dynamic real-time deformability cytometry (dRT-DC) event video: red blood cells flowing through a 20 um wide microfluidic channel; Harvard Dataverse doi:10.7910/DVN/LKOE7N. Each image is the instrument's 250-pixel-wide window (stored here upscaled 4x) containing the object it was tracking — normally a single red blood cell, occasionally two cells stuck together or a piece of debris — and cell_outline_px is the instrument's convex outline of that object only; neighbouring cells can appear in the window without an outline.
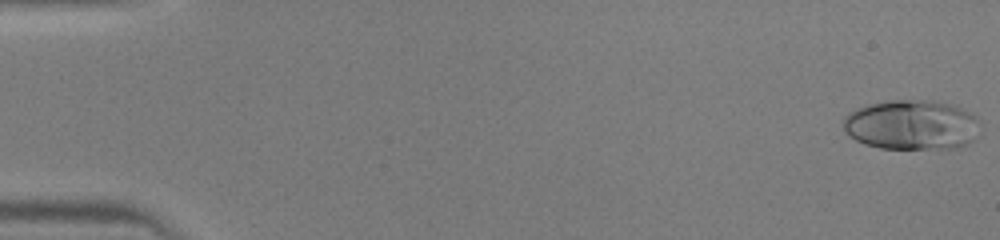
{"species": "human", "species_latin": "Homo sapiens", "temperature_condition": "warm", "stored_images_in_passage": 46, "camera_frame_rate_fps": 3000, "um_per_image_px": 0.085, "donor": {"sex": "male"}, "frame": {"image": 1, "passage_image": 1, "time_ms": 0.0, "image_size_px": [1000, 240], "cell_outline_px": [[980, 120], [972, 140], [968, 144], [956, 148], [880, 148], [864, 144], [848, 136], [844, 128], [844, 116], [848, 112], [856, 108], [868, 104], [892, 100], [932, 100], [956, 104], [976, 116]], "centroid_in_image_um": [77.48, 10.59], "position_along_channel_um": 7.5, "area_um2": 40.0}}
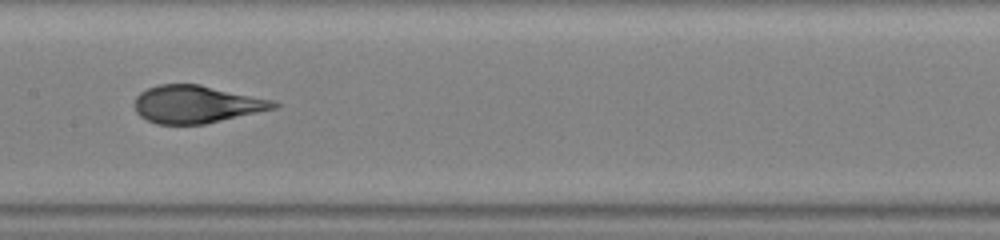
{"frame": {"image": 2, "passage_image": 24, "time_ms": 7.667, "image_size_px": [1000, 240], "cell_outline_px": [[280, 104], [276, 108], [204, 124], [156, 124], [140, 116], [136, 112], [136, 96], [140, 92], [148, 88], [160, 84], [200, 84], [276, 100]], "centroid_in_image_um": [16.73, 8.85], "position_along_channel_um": 190.7, "area_um2": 30.46}}
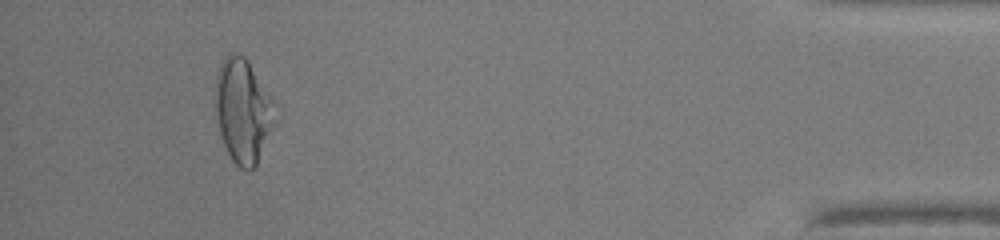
{"frame": {"image": 3, "passage_image": 43, "time_ms": 14.0, "image_size_px": [1000, 240], "cell_outline_px": [[280, 112], [276, 124], [256, 164], [248, 172], [240, 168], [232, 160], [220, 136], [216, 116], [216, 76], [220, 64], [224, 56], [228, 52], [236, 52], [244, 56], [248, 60], [280, 108]], "centroid_in_image_um": [20.71, 9.39], "position_along_channel_um": 414.5, "area_um2": 37.17}}